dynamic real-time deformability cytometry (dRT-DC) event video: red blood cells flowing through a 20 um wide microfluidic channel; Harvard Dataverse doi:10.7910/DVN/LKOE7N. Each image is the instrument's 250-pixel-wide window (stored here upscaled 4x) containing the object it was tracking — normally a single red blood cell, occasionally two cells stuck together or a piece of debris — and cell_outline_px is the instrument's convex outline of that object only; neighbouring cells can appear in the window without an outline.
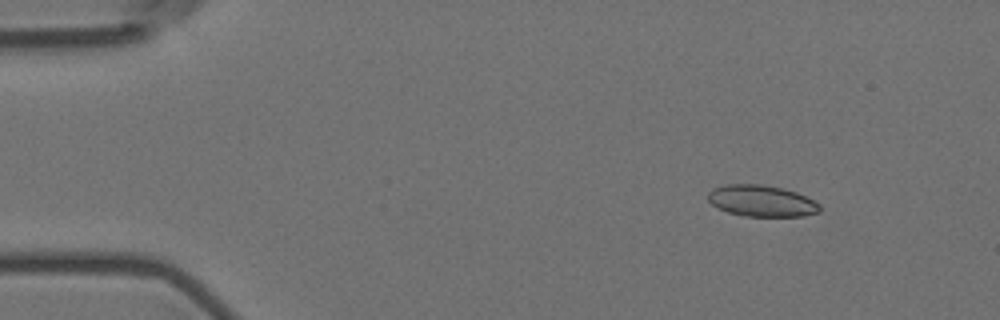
{"species": "Egyptian fruit bat (a non-hibernating species)", "species_latin": "Rousettus aegyptiacus", "temperature_condition": "room temperature", "stored_images_in_passage": 5, "camera_frame_rate_fps": 3000, "um_per_image_px": 0.085, "animal": {"sex": "female"}, "frame": {"image": 1, "passage_image": 2, "time_ms": 0.333, "image_size_px": [1000, 320], "cell_outline_px": [[820, 212], [804, 216], [744, 216], [728, 212], [716, 208], [708, 200], [708, 192], [712, 188], [724, 184], [760, 184], [780, 188], [796, 192], [820, 204]], "centroid_in_image_um": [64.69, 17.08], "position_along_channel_um": 20.3, "area_um2": 20.46}}
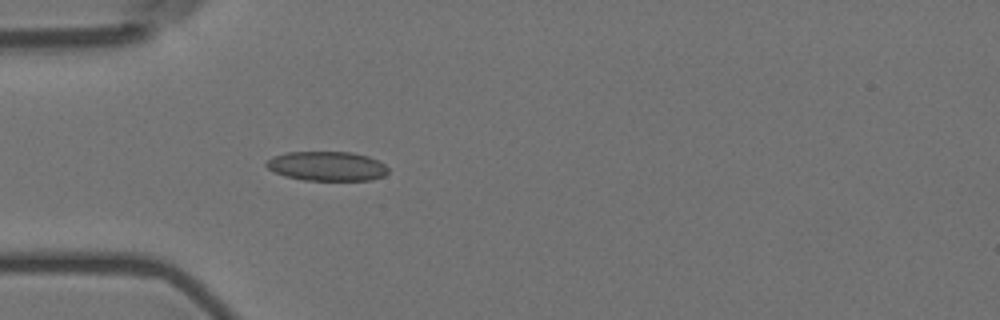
{"frame": {"image": 2, "passage_image": 5, "time_ms": 1.333, "image_size_px": [1000, 320], "cell_outline_px": [[388, 172], [384, 176], [372, 180], [304, 180], [284, 176], [268, 168], [264, 164], [272, 156], [284, 152], [352, 152], [368, 156], [384, 164], [388, 168]], "centroid_in_image_um": [27.78, 14.12], "position_along_channel_um": 57.2, "area_um2": 20.92}}